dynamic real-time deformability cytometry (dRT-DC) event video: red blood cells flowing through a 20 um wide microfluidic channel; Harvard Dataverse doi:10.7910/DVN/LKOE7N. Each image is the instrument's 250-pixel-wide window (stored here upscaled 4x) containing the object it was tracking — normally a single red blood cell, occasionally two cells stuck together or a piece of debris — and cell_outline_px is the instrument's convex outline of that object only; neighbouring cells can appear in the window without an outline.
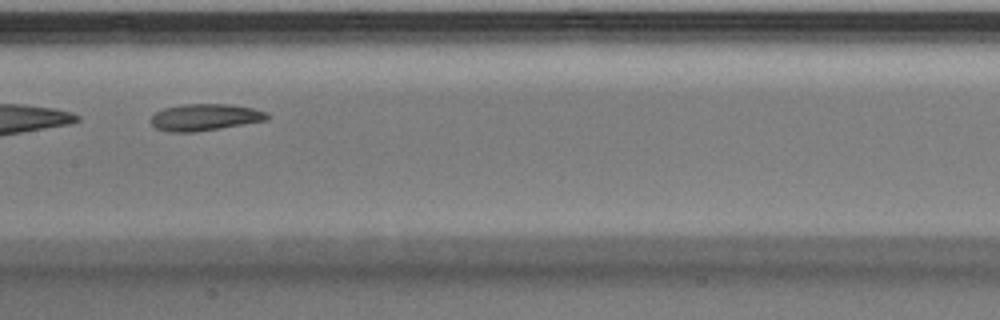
{"species": "Egyptian fruit bat (a non-hibernating species)", "species_latin": "Rousettus aegyptiacus", "temperature_condition": "warm", "stored_images_in_passage": 28, "camera_frame_rate_fps": 3000, "um_per_image_px": 0.085, "animal": {"sex": "male"}, "frame": {"image": 1, "passage_image": 9, "time_ms": 2.667, "image_size_px": [1000, 320], "cell_outline_px": [[268, 120], [196, 132], [168, 132], [156, 128], [148, 120], [156, 112], [164, 108], [180, 104], [228, 104], [252, 108], [268, 112]], "centroid_in_image_um": [17.39, 9.97], "position_along_channel_um": 190.0, "area_um2": 18.21}}
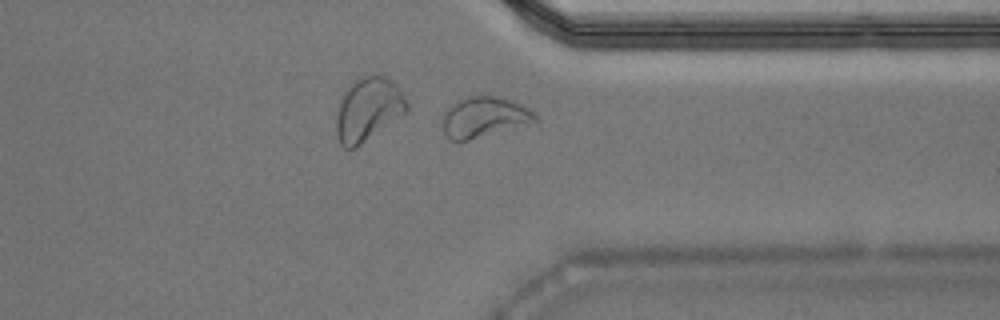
{"frame": {"image": 2, "passage_image": 20, "time_ms": 6.333, "image_size_px": [1000, 320], "cell_outline_px": [[536, 120], [468, 140], [448, 140], [444, 136], [444, 116], [448, 108], [456, 100], [468, 96], [492, 96], [512, 100], [536, 112]], "centroid_in_image_um": [41.1, 9.93], "position_along_channel_um": 370.3, "area_um2": 21.15}}